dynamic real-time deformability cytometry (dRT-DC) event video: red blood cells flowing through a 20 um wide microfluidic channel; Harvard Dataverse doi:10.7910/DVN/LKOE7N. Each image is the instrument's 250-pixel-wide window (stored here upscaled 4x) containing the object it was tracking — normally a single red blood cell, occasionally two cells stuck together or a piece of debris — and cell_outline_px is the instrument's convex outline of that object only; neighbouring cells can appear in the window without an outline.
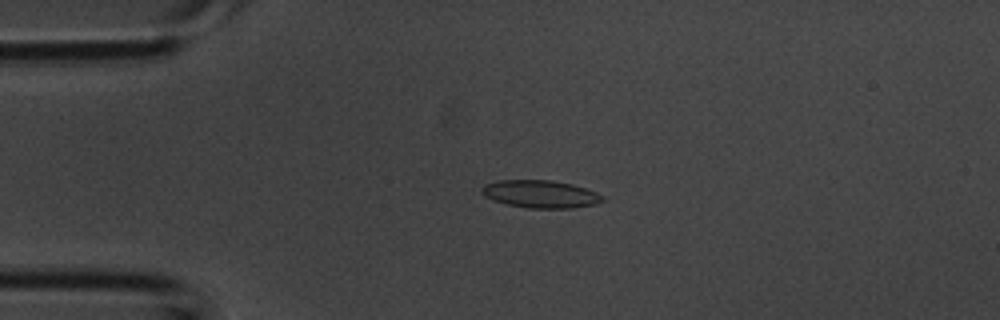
{"species": "common noctule bat (a hibernating species)", "species_latin": "Nyctalus noctula", "temperature_condition": "room temperature", "stored_images_in_passage": 3, "camera_frame_rate_fps": 3000, "um_per_image_px": 0.085, "animal": {"sex": "male", "body_mass_g": 20.1, "forearm_length_mm": 53.5}, "frame": {"image": 1, "passage_image": 2, "time_ms": 0.333, "image_size_px": [1000, 320], "cell_outline_px": [[608, 200], [596, 204], [572, 208], [528, 208], [508, 204], [492, 200], [484, 196], [480, 192], [480, 188], [484, 184], [500, 180], [552, 180], [572, 184], [596, 192], [604, 196]], "centroid_in_image_um": [45.95, 16.49], "position_along_channel_um": 39.1, "area_um2": 19.65}}